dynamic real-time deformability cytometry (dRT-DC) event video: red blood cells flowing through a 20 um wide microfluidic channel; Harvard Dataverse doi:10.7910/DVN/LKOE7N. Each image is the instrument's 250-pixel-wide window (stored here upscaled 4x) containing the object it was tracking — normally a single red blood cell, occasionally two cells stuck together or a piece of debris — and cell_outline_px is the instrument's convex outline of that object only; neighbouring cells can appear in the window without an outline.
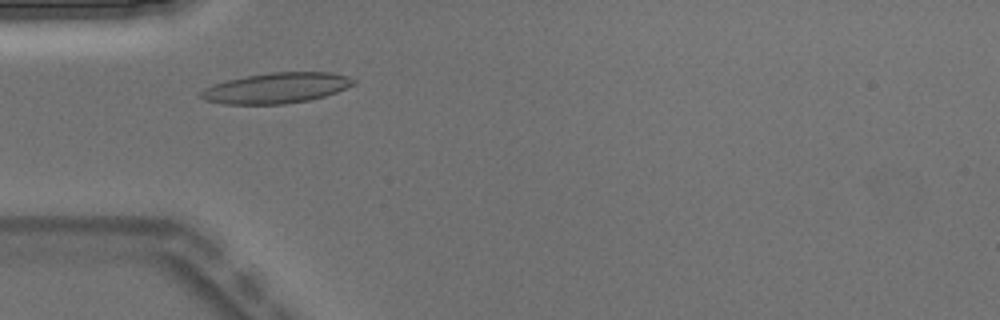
{"species": "Egyptian fruit bat (a non-hibernating species)", "species_latin": "Rousettus aegyptiacus", "temperature_condition": "warm", "stored_images_in_passage": 5, "camera_frame_rate_fps": 3000, "um_per_image_px": 0.085, "animal": {"sex": "male"}, "frame": {"image": 1, "passage_image": 3, "time_ms": 0.667, "image_size_px": [1000, 320], "cell_outline_px": [[356, 84], [336, 92], [324, 96], [308, 100], [284, 104], [224, 104], [204, 100], [200, 96], [200, 92], [204, 88], [228, 80], [244, 76], [272, 72], [332, 72], [348, 76], [356, 80]], "centroid_in_image_um": [23.52, 7.48], "position_along_channel_um": 61.5, "area_um2": 27.11}}
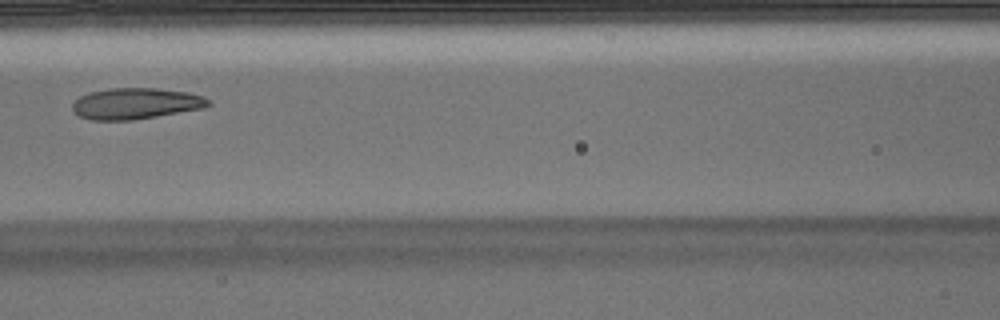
{"frame": {"image": 2, "passage_image": 5, "time_ms": 1.333, "image_size_px": [1000, 320], "cell_outline_px": [[212, 104], [204, 108], [132, 120], [92, 120], [80, 116], [72, 108], [72, 104], [80, 96], [92, 92], [108, 88], [156, 88], [188, 92], [204, 96], [212, 100]], "centroid_in_image_um": [11.59, 8.79], "position_along_channel_um": 155.0, "area_um2": 24.62}}